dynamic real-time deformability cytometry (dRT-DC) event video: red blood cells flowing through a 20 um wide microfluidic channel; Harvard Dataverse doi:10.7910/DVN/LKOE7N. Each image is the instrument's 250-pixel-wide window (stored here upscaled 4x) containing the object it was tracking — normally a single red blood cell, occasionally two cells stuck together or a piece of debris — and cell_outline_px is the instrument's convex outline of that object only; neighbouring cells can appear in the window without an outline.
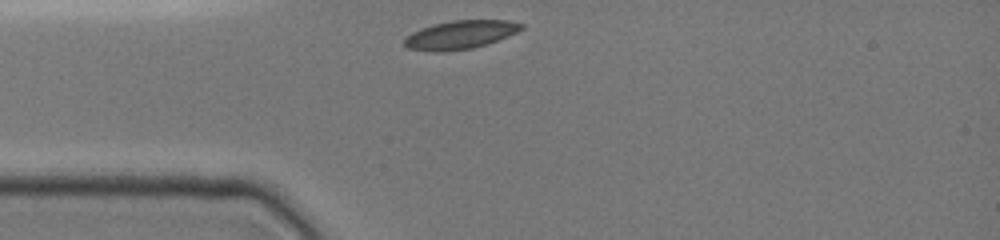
{"species": "common noctule bat (a hibernating species)", "species_latin": "Nyctalus noctula", "temperature_condition": "cold", "stored_images_in_passage": 23, "camera_frame_rate_fps": 3000, "um_per_image_px": 0.085, "animal": {"sex": "female", "body_mass_g": 19.0, "forearm_length_mm": 51.5}, "frame": {"image": 1, "passage_image": 1, "time_ms": 0.0, "image_size_px": [1000, 240], "cell_outline_px": [[524, 28], [508, 36], [488, 44], [472, 48], [440, 52], [436, 52], [408, 48], [404, 44], [404, 40], [412, 32], [420, 28], [452, 20], [508, 20], [524, 24]], "centroid_in_image_um": [39.15, 2.95], "position_along_channel_um": 45.8, "area_um2": 19.31}}
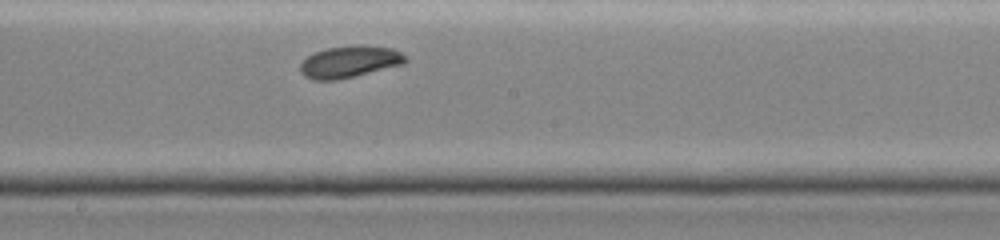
{"frame": {"image": 2, "passage_image": 12, "time_ms": 4.667, "image_size_px": [1000, 240], "cell_outline_px": [[408, 60], [404, 64], [336, 80], [312, 80], [304, 76], [300, 72], [300, 64], [308, 56], [316, 52], [328, 48], [360, 44], [392, 48], [400, 52]], "centroid_in_image_um": [29.71, 5.24], "position_along_channel_um": 218.5, "area_um2": 19.36}}
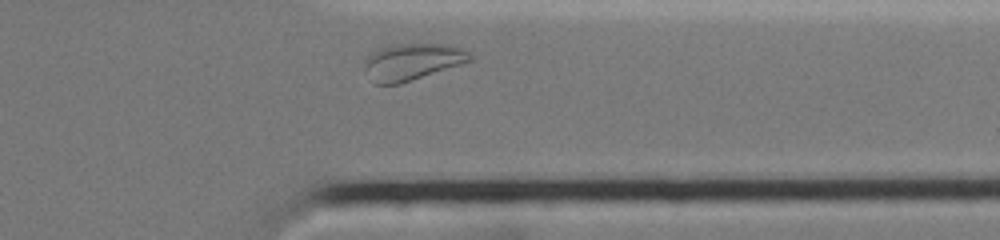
{"frame": {"image": 3, "passage_image": 22, "time_ms": 8.667, "image_size_px": [1000, 240], "cell_outline_px": [[472, 60], [464, 64], [400, 84], [376, 84], [364, 72], [364, 60], [372, 52], [380, 48], [392, 44], [448, 44], [464, 48], [472, 56]], "centroid_in_image_um": [35.05, 5.25], "position_along_channel_um": 376.3, "area_um2": 22.89}, "authors_computed_cell_mechanics": {"area_um2": 19.1318, "velocity_mm_per_s": 3.9182, "shape_relaxation_time_tau1_ms": 6.0185, "shape_relaxation_time_tau2_ms": 5.2169, "deformation_change_tau1": 0.1252, "deformation_change_tau2": 0.0798}}